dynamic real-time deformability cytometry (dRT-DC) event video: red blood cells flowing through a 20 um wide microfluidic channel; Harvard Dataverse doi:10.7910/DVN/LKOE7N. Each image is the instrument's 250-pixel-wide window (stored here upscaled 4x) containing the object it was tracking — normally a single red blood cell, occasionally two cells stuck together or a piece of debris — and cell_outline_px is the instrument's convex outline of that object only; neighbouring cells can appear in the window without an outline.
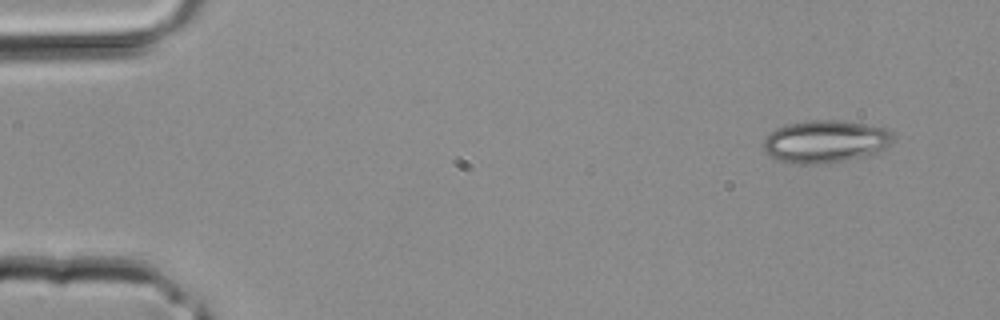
{"species": "common noctule bat (a hibernating species)", "species_latin": "Nyctalus noctula", "temperature_condition": "room temperature", "stored_images_in_passage": 3, "camera_frame_rate_fps": 3000, "um_per_image_px": 0.085, "animal": {"sex": "male", "body_mass_g": 20.4}, "frame": {"image": 1, "passage_image": 1, "time_ms": 0.0, "image_size_px": [1000, 320], "cell_outline_px": [[892, 144], [876, 152], [844, 160], [824, 164], [792, 164], [776, 160], [764, 148], [764, 136], [776, 128], [788, 124], [808, 120], [836, 120], [864, 124], [888, 128], [892, 132]], "centroid_in_image_um": [70.13, 12.02], "position_along_channel_um": 14.9, "area_um2": 32.02}}